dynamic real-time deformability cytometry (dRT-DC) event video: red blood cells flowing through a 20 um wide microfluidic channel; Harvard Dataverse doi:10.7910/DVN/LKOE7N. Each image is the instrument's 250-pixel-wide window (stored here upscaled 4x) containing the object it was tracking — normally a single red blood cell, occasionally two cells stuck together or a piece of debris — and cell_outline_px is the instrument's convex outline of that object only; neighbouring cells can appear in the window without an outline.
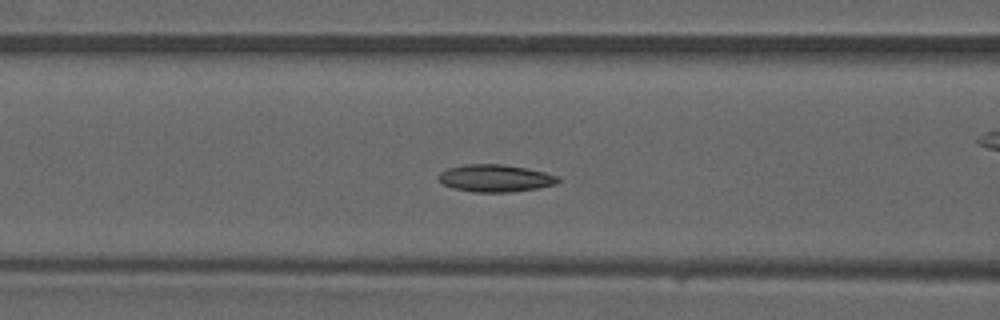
{"species": "common noctule bat (a hibernating species)", "species_latin": "Nyctalus noctula", "temperature_condition": "warm", "stored_images_in_passage": 40, "camera_frame_rate_fps": 3000, "um_per_image_px": 0.085, "animal": {"sex": "male", "forearm_length_mm": 52.5}, "frame": {"image": 1, "passage_image": 12, "time_ms": 3.667, "image_size_px": [1000, 320], "cell_outline_px": [[560, 180], [556, 184], [536, 188], [508, 192], [472, 192], [452, 188], [444, 184], [436, 176], [440, 172], [448, 168], [464, 164], [504, 164], [544, 172], [560, 176]], "centroid_in_image_um": [42.08, 15.14], "position_along_channel_um": 124.5, "area_um2": 19.02}}
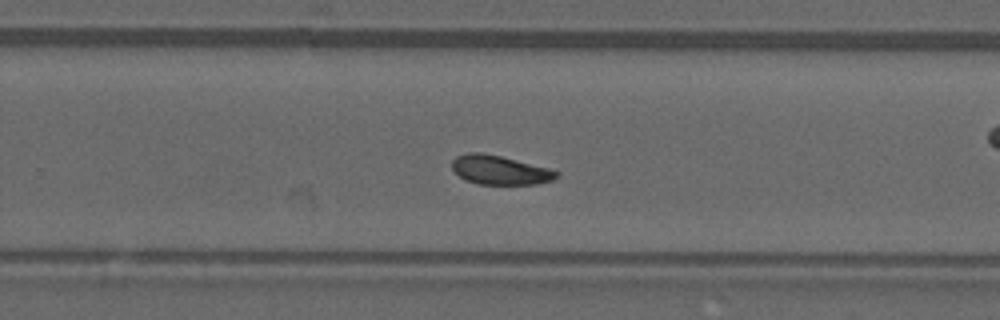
{"frame": {"image": 2, "passage_image": 23, "time_ms": 7.333, "image_size_px": [1000, 320], "cell_outline_px": [[560, 172], [552, 180], [536, 184], [476, 184], [464, 180], [452, 168], [452, 160], [456, 156], [468, 152], [480, 152], [500, 156], [548, 168]], "centroid_in_image_um": [42.44, 14.45], "position_along_channel_um": 287.4, "area_um2": 17.57}}